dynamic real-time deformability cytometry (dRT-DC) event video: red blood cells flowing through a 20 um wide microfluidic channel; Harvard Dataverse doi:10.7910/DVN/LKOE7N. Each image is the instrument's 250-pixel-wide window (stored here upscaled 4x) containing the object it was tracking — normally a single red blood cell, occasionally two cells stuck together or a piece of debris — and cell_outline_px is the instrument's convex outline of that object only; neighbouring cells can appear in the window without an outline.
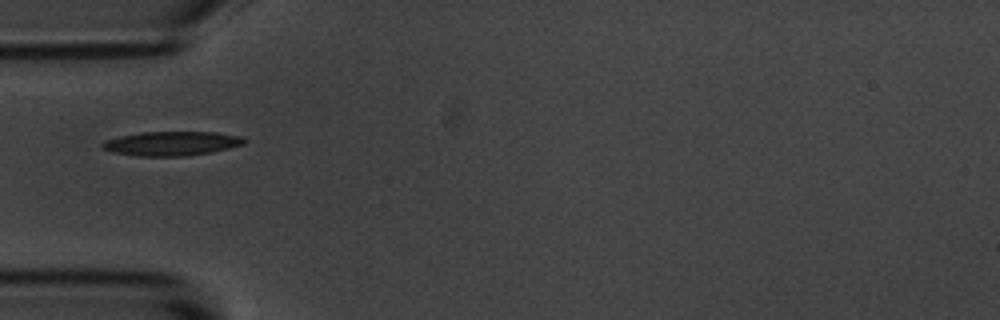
{"species": "common noctule bat (a hibernating species)", "species_latin": "Nyctalus noctula", "temperature_condition": "room temperature", "stored_images_in_passage": 38, "camera_frame_rate_fps": 3000, "um_per_image_px": 0.085, "animal": {"sex": "male", "body_mass_g": 20.1, "forearm_length_mm": 53.5}, "frame": {"image": 1, "passage_image": 1, "time_ms": 0.0, "image_size_px": [1000, 320], "cell_outline_px": [[248, 140], [244, 144], [212, 152], [188, 156], [136, 156], [112, 152], [100, 148], [100, 144], [104, 140], [120, 136], [140, 132], [216, 132], [240, 136]], "centroid_in_image_um": [14.55, 12.2], "position_along_channel_um": 70.4, "area_um2": 20.23}}
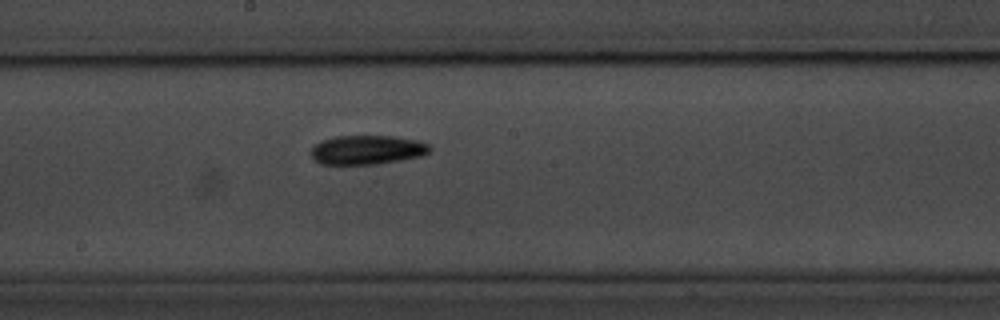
{"frame": {"image": 2, "passage_image": 13, "time_ms": 4.0, "image_size_px": [1000, 320], "cell_outline_px": [[432, 148], [428, 152], [420, 156], [400, 160], [376, 164], [320, 164], [312, 156], [312, 148], [320, 140], [336, 136], [396, 136], [416, 140], [428, 144]], "centroid_in_image_um": [31.2, 12.73], "position_along_channel_um": 217.0, "area_um2": 20.06}}
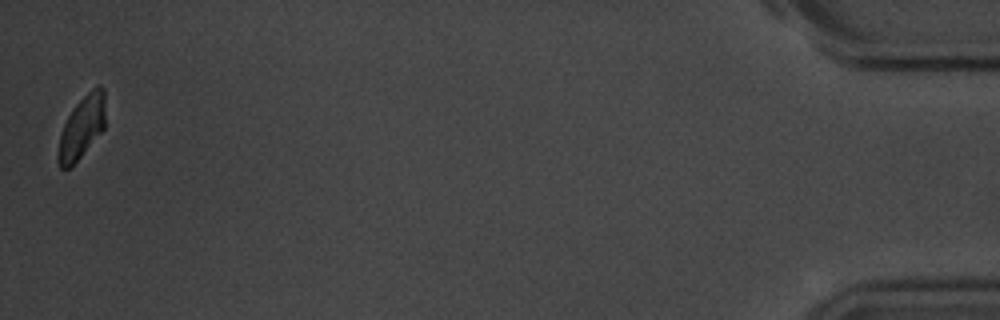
{"frame": {"image": 3, "passage_image": 38, "time_ms": 12.333, "image_size_px": [1000, 320], "cell_outline_px": [[104, 128], [72, 168], [60, 168], [56, 160], [56, 156], [60, 136], [64, 124], [72, 108], [92, 88], [100, 84], [104, 88]], "centroid_in_image_um": [6.92, 10.86], "position_along_channel_um": 428.3, "area_um2": 17.22}, "authors_computed_cell_mechanics": {"area_um2": 19.0162, "velocity_mm_per_s": 3.6549, "shape_relaxation_time_tau1_ms": 3.2418, "shape_relaxation_time_tau2_ms": null, "deformation_change_tau1": 0.1286, "deformation_change_tau2": null}}